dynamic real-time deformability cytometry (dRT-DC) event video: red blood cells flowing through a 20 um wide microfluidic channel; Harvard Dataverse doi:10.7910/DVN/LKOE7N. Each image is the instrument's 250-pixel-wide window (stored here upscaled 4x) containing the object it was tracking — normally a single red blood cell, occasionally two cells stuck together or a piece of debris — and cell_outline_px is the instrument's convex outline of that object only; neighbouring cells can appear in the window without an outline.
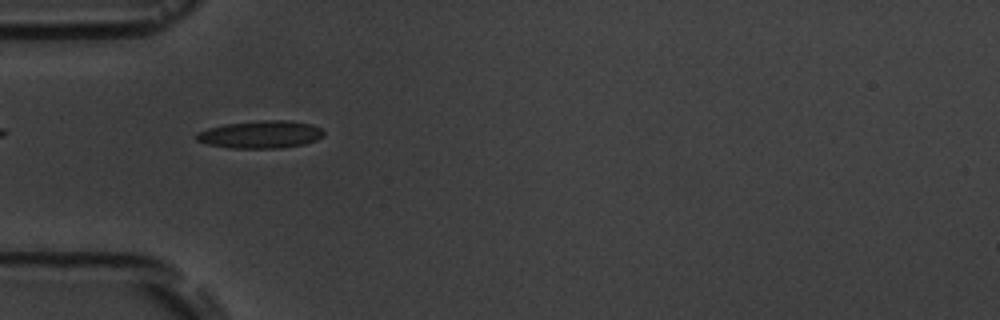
{"species": "common noctule bat (a hibernating species)", "species_latin": "Nyctalus noctula", "temperature_condition": "room temperature", "stored_images_in_passage": 9, "camera_frame_rate_fps": 3000, "um_per_image_px": 0.085, "animal": {"sex": "male", "body_mass_g": 19.5, "forearm_length_mm": 54.6}, "frame": {"image": 1, "passage_image": 6, "time_ms": 5.667, "image_size_px": [1000, 320], "cell_outline_px": [[324, 136], [316, 140], [304, 144], [280, 148], [228, 148], [208, 144], [196, 140], [196, 132], [208, 128], [224, 124], [260, 120], [288, 120], [312, 124], [320, 128], [324, 132]], "centroid_in_image_um": [22.15, 11.42], "position_along_channel_um": 62.9, "area_um2": 20.58}}
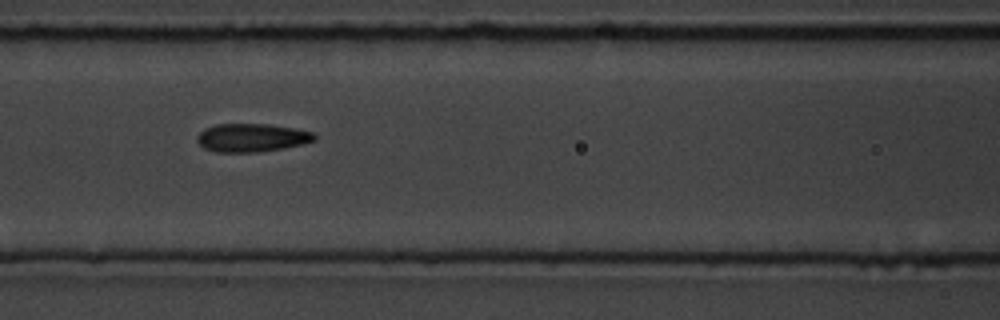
{"frame": {"image": 2, "passage_image": 8, "time_ms": 8.0, "image_size_px": [1000, 320], "cell_outline_px": [[316, 140], [304, 144], [284, 148], [256, 152], [216, 152], [204, 148], [196, 140], [196, 136], [204, 128], [216, 124], [268, 124], [292, 128], [312, 132], [316, 136]], "centroid_in_image_um": [21.38, 11.7], "position_along_channel_um": 145.2, "area_um2": 19.36}}
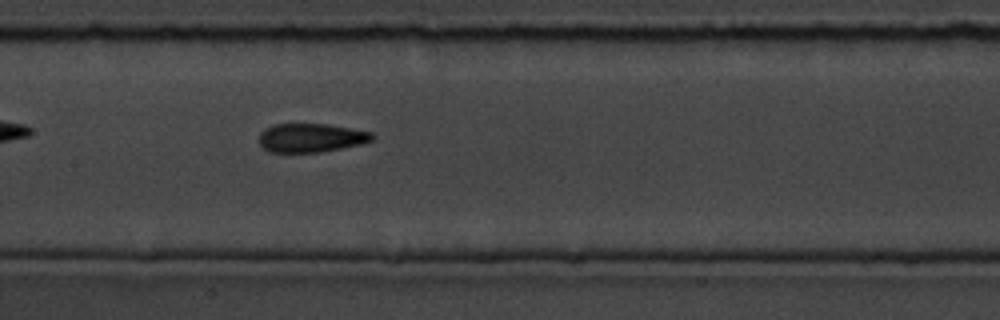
{"frame": {"image": 3, "passage_image": 9, "time_ms": 9.0, "image_size_px": [1000, 320], "cell_outline_px": [[376, 136], [372, 140], [360, 144], [320, 152], [268, 152], [260, 144], [260, 132], [264, 128], [272, 124], [324, 124], [372, 132]], "centroid_in_image_um": [26.41, 11.71], "position_along_channel_um": 181.0, "area_um2": 18.84}}